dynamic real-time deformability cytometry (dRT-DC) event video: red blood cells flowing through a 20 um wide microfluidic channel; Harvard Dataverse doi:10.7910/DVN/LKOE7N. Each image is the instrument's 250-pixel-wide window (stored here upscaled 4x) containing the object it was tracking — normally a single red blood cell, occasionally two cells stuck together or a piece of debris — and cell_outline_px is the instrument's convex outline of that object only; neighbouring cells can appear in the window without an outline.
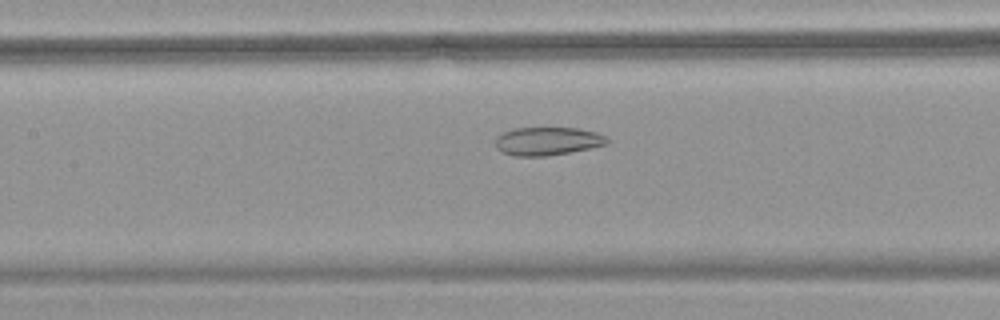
{"species": "common noctule bat (a hibernating species)", "species_latin": "Nyctalus noctula", "temperature_condition": "warm", "stored_images_in_passage": 36, "camera_frame_rate_fps": 3000, "um_per_image_px": 0.085, "animal": {"sex": "female", "body_mass_g": 18.4}, "frame": {"image": 1, "passage_image": 19, "time_ms": 6.0, "image_size_px": [1000, 320], "cell_outline_px": [[608, 144], [592, 148], [544, 156], [516, 156], [500, 152], [496, 148], [496, 136], [504, 132], [516, 128], [580, 128], [596, 132], [604, 136], [608, 140]], "centroid_in_image_um": [46.53, 12.0], "position_along_channel_um": 160.9, "area_um2": 18.32}}
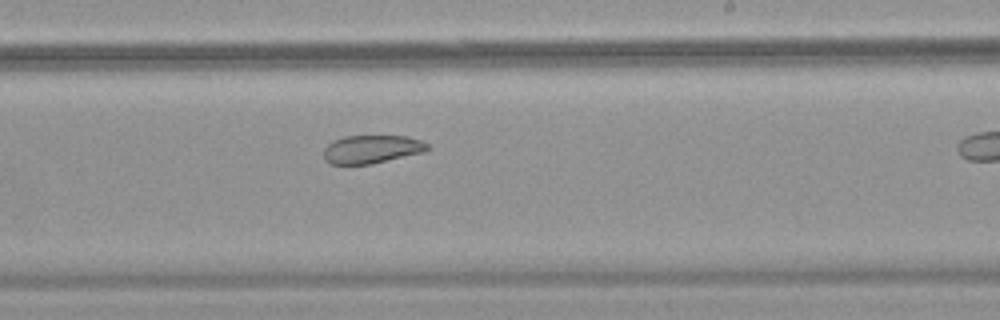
{"frame": {"image": 2, "passage_image": 26, "time_ms": 8.333, "image_size_px": [1000, 320], "cell_outline_px": [[432, 148], [424, 152], [372, 164], [332, 164], [324, 160], [324, 148], [332, 140], [344, 136], [408, 136], [420, 140], [428, 144]], "centroid_in_image_um": [31.61, 12.68], "position_along_channel_um": 257.4, "area_um2": 17.22}}
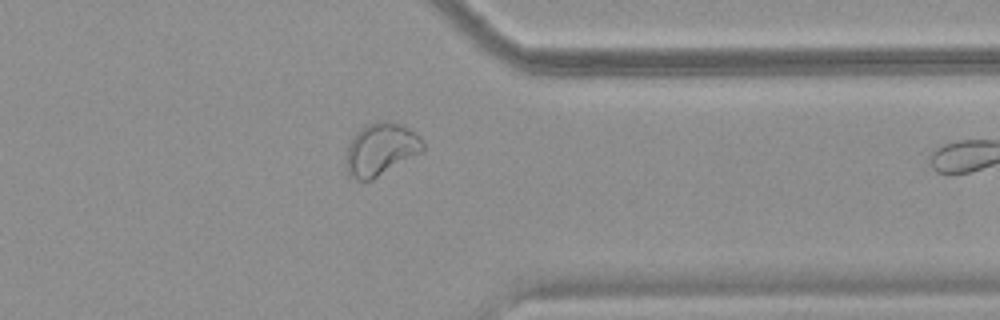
{"frame": {"image": 3, "passage_image": 35, "time_ms": 11.333, "image_size_px": [1000, 320], "cell_outline_px": [[424, 152], [372, 180], [356, 180], [348, 176], [344, 164], [344, 160], [348, 144], [352, 136], [360, 128], [368, 124], [380, 120], [388, 120], [400, 124], [408, 128], [420, 136], [424, 144]], "centroid_in_image_um": [32.35, 12.7], "position_along_channel_um": 379.1, "area_um2": 24.16}}